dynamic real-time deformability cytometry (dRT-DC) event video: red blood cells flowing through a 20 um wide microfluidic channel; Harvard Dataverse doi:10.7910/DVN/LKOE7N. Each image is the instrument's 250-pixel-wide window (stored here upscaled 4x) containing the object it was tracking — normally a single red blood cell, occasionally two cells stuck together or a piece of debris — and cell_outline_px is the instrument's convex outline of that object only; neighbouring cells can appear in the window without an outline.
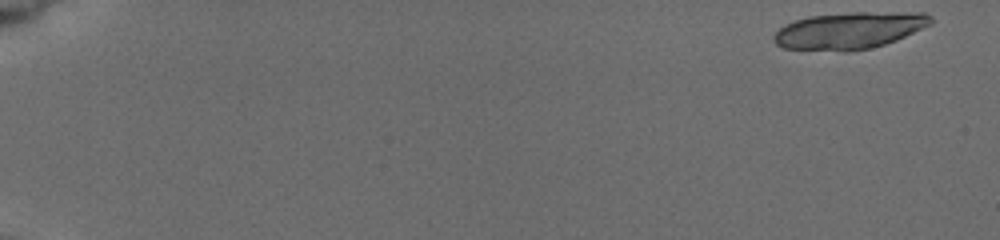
{"species": "common noctule bat (a hibernating species)", "species_latin": "Nyctalus noctula", "temperature_condition": "cold", "stored_images_in_passage": 5, "camera_frame_rate_fps": 3000, "um_per_image_px": 0.085, "animal": {"sex": "female", "body_mass_g": 19.5, "forearm_length_mm": 54.1}, "frame": {"image": 1, "passage_image": 1, "time_ms": 0.0, "image_size_px": [1000, 240], "cell_outline_px": [[932, 24], [896, 40], [884, 44], [868, 48], [848, 52], [844, 52], [784, 48], [776, 44], [772, 40], [772, 36], [784, 24], [808, 16], [852, 12], [924, 12], [932, 16]], "centroid_in_image_um": [72.19, 2.59], "position_along_channel_um": 12.8, "area_um2": 33.99}}